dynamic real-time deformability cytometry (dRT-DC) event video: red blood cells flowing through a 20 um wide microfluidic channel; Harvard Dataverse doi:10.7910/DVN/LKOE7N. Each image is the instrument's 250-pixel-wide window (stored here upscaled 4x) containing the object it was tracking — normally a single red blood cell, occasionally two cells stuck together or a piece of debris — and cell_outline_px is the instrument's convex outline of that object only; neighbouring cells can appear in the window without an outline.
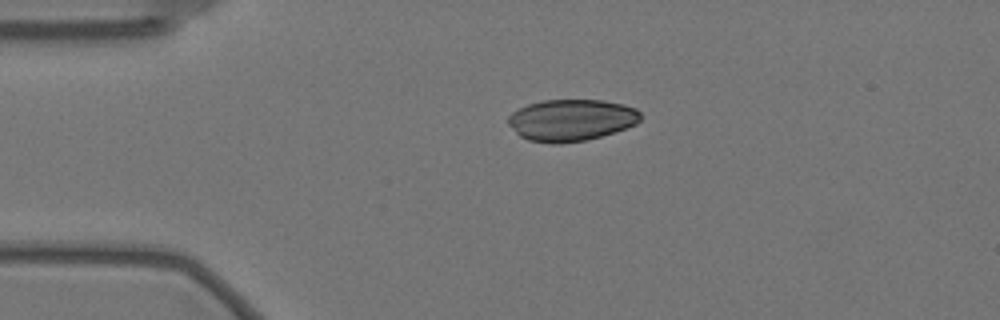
{"species": "Egyptian fruit bat (a non-hibernating species)", "species_latin": "Rousettus aegyptiacus", "temperature_condition": "warm", "stored_images_in_passage": 46, "camera_frame_rate_fps": 3000, "um_per_image_px": 0.085, "animal": {"sex": "female"}, "frame": {"image": 1, "passage_image": 1, "time_ms": 0.0, "image_size_px": [1000, 320], "cell_outline_px": [[640, 120], [636, 124], [600, 136], [584, 140], [560, 144], [552, 144], [528, 140], [520, 136], [508, 124], [508, 116], [512, 112], [528, 104], [544, 100], [600, 100], [624, 104], [636, 108], [640, 112]], "centroid_in_image_um": [48.54, 10.2], "position_along_channel_um": 36.5, "area_um2": 32.02}}
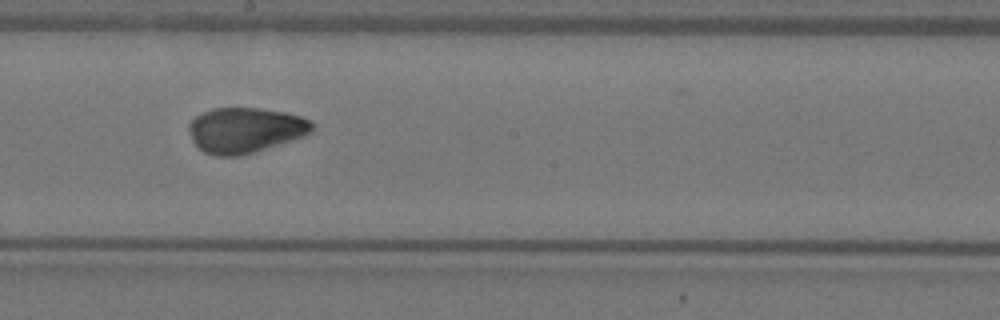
{"frame": {"image": 2, "passage_image": 20, "time_ms": 6.333, "image_size_px": [1000, 320], "cell_outline_px": [[312, 128], [308, 132], [300, 136], [252, 152], [236, 156], [216, 156], [204, 152], [192, 140], [188, 128], [188, 124], [196, 116], [212, 108], [260, 108], [284, 112], [300, 116], [308, 120], [312, 124]], "centroid_in_image_um": [20.76, 11.04], "position_along_channel_um": 227.4, "area_um2": 31.73}}
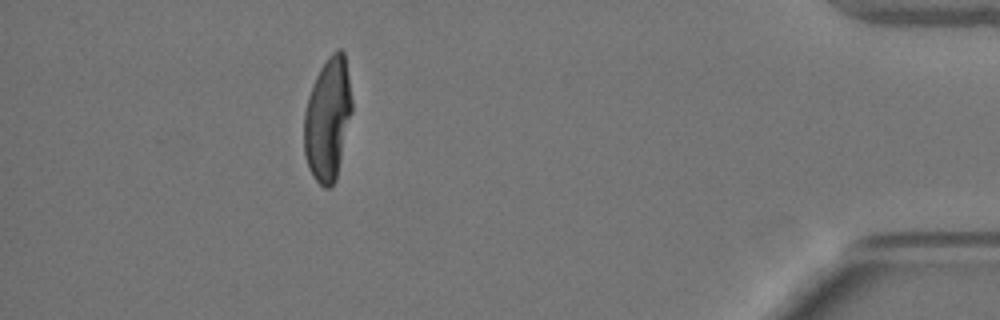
{"frame": {"image": 3, "passage_image": 40, "time_ms": 13.0, "image_size_px": [1000, 320], "cell_outline_px": [[352, 112], [336, 180], [328, 188], [324, 188], [312, 176], [308, 168], [304, 152], [304, 112], [308, 96], [312, 84], [320, 68], [328, 56], [336, 48], [340, 48], [344, 52], [352, 100]], "centroid_in_image_um": [27.85, 10.11], "position_along_channel_um": 407.3, "area_um2": 34.51}}